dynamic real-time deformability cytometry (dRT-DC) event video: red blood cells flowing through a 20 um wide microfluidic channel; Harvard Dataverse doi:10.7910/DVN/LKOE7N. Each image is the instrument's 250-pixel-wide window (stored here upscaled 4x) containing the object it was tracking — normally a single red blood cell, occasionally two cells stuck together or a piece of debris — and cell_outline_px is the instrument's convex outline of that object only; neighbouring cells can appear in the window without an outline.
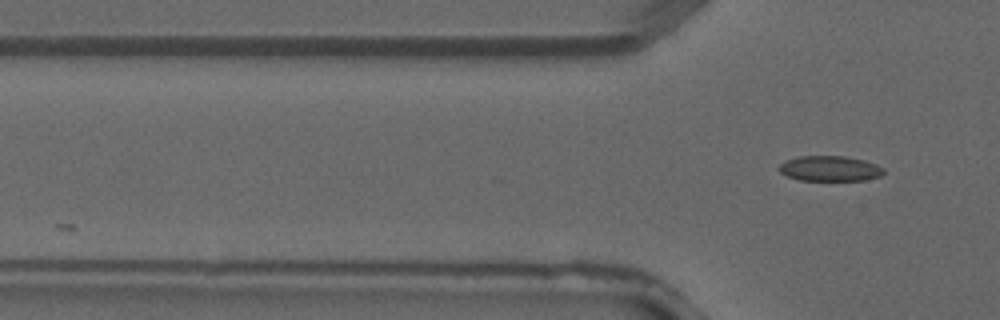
{"species": "common noctule bat (a hibernating species)", "species_latin": "Nyctalus noctula", "temperature_condition": "warm", "stored_images_in_passage": 4, "camera_frame_rate_fps": 3000, "um_per_image_px": 0.085, "animal": {"sex": "male", "forearm_length_mm": 52.5}, "frame": {"image": 1, "passage_image": 4, "time_ms": 1.0, "image_size_px": [1000, 320], "cell_outline_px": [[884, 172], [880, 176], [864, 180], [800, 180], [788, 176], [780, 172], [776, 168], [784, 160], [800, 156], [844, 156], [864, 160], [876, 164], [884, 168]], "centroid_in_image_um": [70.51, 14.32], "position_along_channel_um": 55.3, "area_um2": 15.43}}